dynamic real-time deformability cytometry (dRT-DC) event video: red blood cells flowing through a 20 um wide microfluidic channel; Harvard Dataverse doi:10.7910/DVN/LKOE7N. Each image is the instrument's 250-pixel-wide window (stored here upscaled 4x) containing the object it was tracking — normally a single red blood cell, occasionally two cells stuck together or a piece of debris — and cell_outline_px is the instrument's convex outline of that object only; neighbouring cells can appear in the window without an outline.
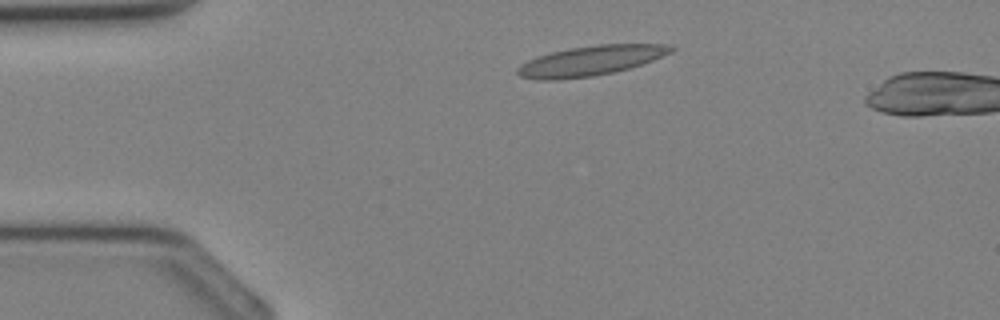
{"species": "Egyptian fruit bat (a non-hibernating species)", "species_latin": "Rousettus aegyptiacus", "temperature_condition": "cold", "stored_images_in_passage": 4, "camera_frame_rate_fps": 3000, "um_per_image_px": 0.085, "animal": {"sex": "female"}, "frame": {"image": 1, "passage_image": 1, "time_ms": 0.0, "image_size_px": [1000, 320], "cell_outline_px": [[676, 48], [672, 52], [652, 60], [628, 68], [612, 72], [592, 76], [556, 80], [536, 80], [520, 76], [516, 72], [516, 68], [520, 64], [536, 56], [552, 52], [572, 48], [600, 44], [664, 44]], "centroid_in_image_um": [50.15, 5.16], "position_along_channel_um": 34.9, "area_um2": 26.47}}